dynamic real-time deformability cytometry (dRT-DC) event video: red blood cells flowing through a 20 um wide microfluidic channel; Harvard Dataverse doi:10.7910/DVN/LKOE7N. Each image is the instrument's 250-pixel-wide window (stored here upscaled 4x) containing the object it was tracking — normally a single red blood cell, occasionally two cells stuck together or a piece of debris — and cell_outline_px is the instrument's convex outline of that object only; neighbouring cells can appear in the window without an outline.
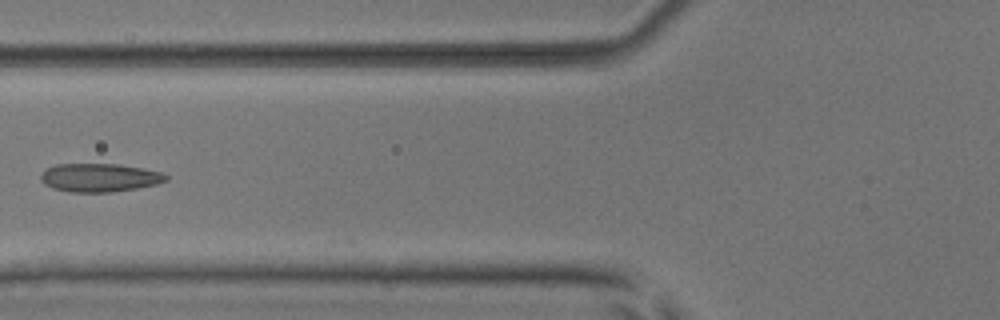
{"species": "common noctule bat (a hibernating species)", "species_latin": "Nyctalus noctula", "temperature_condition": "room temperature", "stored_images_in_passage": 6, "camera_frame_rate_fps": 3000, "um_per_image_px": 0.085, "animal": {"sex": "male", "body_mass_g": 17.9, "forearm_length_mm": 54.2}, "frame": {"image": 1, "passage_image": 6, "time_ms": 5.667, "image_size_px": [1000, 320], "cell_outline_px": [[168, 180], [156, 184], [136, 188], [112, 192], [72, 192], [52, 188], [44, 184], [40, 180], [40, 176], [48, 168], [56, 164], [116, 164], [144, 168], [160, 172], [168, 176]], "centroid_in_image_um": [8.46, 15.1], "position_along_channel_um": 117.3, "area_um2": 20.63}}